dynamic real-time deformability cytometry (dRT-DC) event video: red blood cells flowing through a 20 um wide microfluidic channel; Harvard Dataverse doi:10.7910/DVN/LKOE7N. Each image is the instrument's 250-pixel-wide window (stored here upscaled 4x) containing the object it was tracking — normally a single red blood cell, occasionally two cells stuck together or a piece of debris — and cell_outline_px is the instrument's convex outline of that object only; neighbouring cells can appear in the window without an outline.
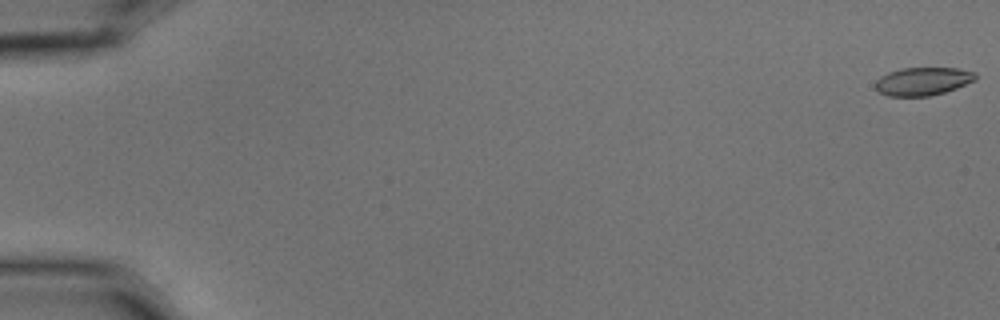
{"species": "common noctule bat (a hibernating species)", "species_latin": "Nyctalus noctula", "temperature_condition": "cold", "stored_images_in_passage": 3, "segment_of_instrument_passage": [2, 2], "camera_frame_rate_fps": 3000, "um_per_image_px": 0.085, "animal": {"sex": "male", "body_mass_g": 15.6}, "frame": {"image": 1, "passage_image": 3, "time_ms": 0.667, "image_size_px": [1000, 320], "cell_outline_px": [[976, 80], [956, 88], [944, 92], [928, 96], [888, 96], [880, 92], [876, 88], [876, 80], [880, 76], [888, 72], [900, 68], [956, 68], [976, 72]], "centroid_in_image_um": [78.44, 6.9], "position_along_channel_um": 6.6, "area_um2": 16.36}}